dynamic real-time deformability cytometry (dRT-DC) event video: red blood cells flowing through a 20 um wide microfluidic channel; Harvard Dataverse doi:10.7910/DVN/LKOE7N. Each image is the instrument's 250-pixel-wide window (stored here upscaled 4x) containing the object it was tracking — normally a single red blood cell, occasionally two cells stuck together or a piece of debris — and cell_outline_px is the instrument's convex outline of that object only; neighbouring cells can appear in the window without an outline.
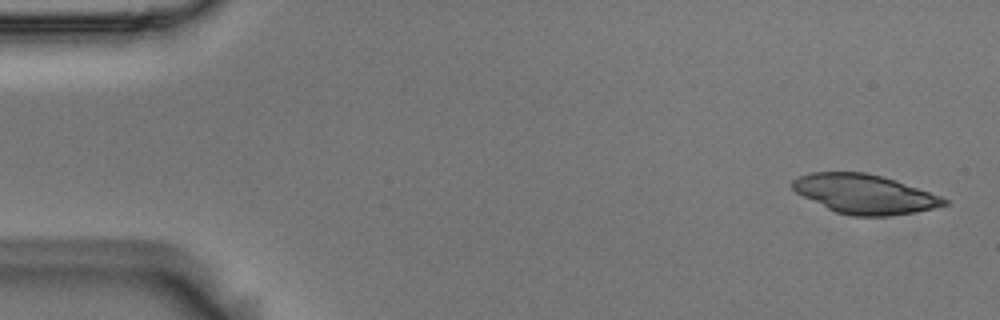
{"species": "Egyptian fruit bat (a non-hibernating species)", "species_latin": "Rousettus aegyptiacus", "temperature_condition": "room temperature", "stored_images_in_passage": 4, "camera_frame_rate_fps": 3000, "um_per_image_px": 0.085, "animal": {"sex": "male"}, "frame": {"image": 1, "passage_image": 1, "time_ms": 0.0, "image_size_px": [1000, 320], "cell_outline_px": [[948, 204], [932, 208], [892, 216], [852, 216], [836, 212], [796, 192], [792, 188], [792, 180], [800, 176], [812, 172], [864, 172], [896, 180], [940, 196], [948, 200]], "centroid_in_image_um": [73.48, 16.49], "position_along_channel_um": 11.5, "area_um2": 34.22}}